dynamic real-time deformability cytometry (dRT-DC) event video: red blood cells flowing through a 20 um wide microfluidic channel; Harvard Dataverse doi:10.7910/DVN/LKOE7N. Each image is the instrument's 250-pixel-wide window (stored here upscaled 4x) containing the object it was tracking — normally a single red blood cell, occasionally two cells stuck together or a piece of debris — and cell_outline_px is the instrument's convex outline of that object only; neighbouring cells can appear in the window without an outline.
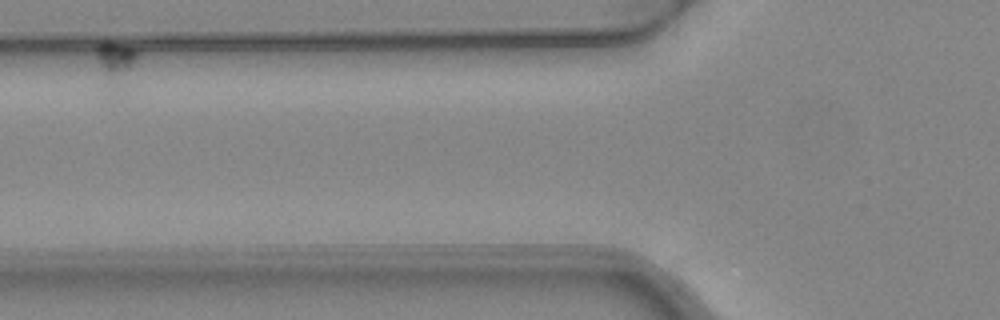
{"species": "common noctule bat (a hibernating species)", "species_latin": "Nyctalus noctula", "temperature_condition": "warm", "stored_images_in_passage": 9, "camera_frame_rate_fps": 3000, "um_per_image_px": 0.085, "animal": {"sex": "female", "body_mass_g": 24.6, "forearm_length_mm": 56.2}, "frame": {"image": 1, "passage_image": 3, "time_ms": 0.667, "image_size_px": [1000, 320], "cell_outline_px": [[140, 52], [124, 92], [120, 96], [108, 96], [96, 56], [96, 48], [100, 44], [124, 44]], "centroid_in_image_um": [9.88, 5.64], "position_along_channel_um": 115.9, "area_um2": 11.44}}